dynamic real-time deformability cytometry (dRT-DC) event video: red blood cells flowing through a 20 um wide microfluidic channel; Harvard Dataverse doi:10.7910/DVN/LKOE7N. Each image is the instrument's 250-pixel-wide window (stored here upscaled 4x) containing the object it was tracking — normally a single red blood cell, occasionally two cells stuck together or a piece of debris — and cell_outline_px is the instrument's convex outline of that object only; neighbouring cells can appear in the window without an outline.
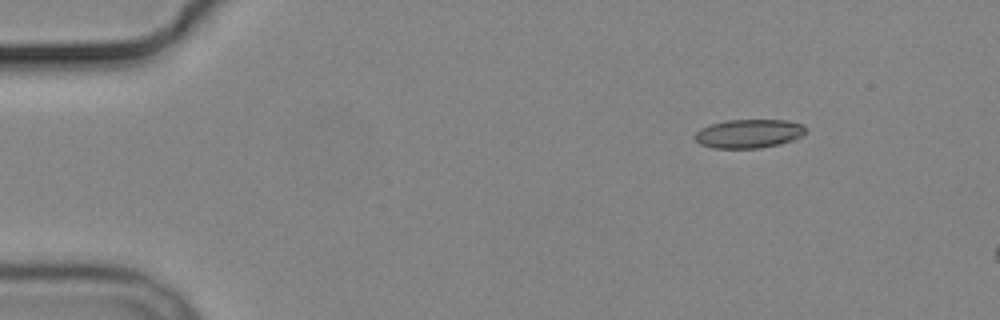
{"species": "common noctule bat (a hibernating species)", "species_latin": "Nyctalus noctula", "temperature_condition": "cold", "stored_images_in_passage": 4, "camera_frame_rate_fps": 3000, "um_per_image_px": 0.085, "animal": {"sex": "male", "body_mass_g": 19.2, "forearm_length_mm": 51.8}, "frame": {"image": 1, "passage_image": 2, "time_ms": 1.333, "image_size_px": [1000, 320], "cell_outline_px": [[804, 136], [796, 140], [780, 144], [760, 148], [712, 148], [700, 144], [696, 140], [696, 132], [700, 128], [712, 124], [728, 120], [788, 120], [804, 124]], "centroid_in_image_um": [63.7, 11.36], "position_along_channel_um": 21.3, "area_um2": 18.67}}